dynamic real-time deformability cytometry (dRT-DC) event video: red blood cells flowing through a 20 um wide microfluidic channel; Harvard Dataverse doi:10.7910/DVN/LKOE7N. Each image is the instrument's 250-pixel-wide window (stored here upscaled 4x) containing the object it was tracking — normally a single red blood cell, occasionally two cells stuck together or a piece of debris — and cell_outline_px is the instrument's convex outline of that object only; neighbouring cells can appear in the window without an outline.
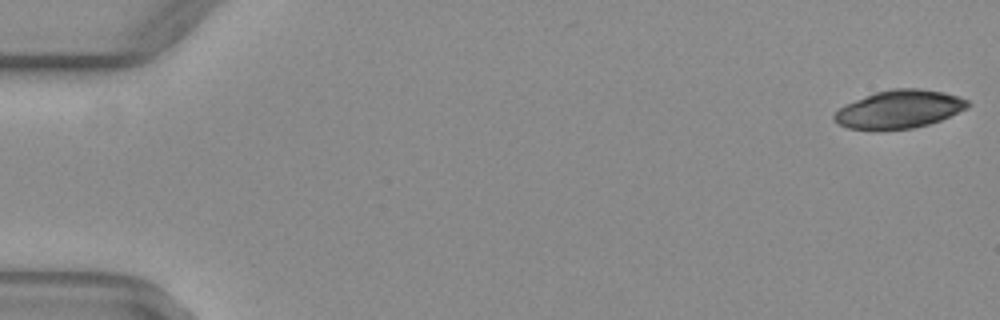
{"species": "common noctule bat (a hibernating species)", "species_latin": "Nyctalus noctula", "temperature_condition": "warm", "stored_images_in_passage": 8, "camera_frame_rate_fps": 3000, "um_per_image_px": 0.085, "animal": {"sex": "female", "body_mass_g": 29.2, "forearm_length_mm": 56.3}, "frame": {"image": 1, "passage_image": 1, "time_ms": 0.0, "image_size_px": [1000, 320], "cell_outline_px": [[972, 104], [968, 108], [940, 120], [928, 124], [912, 128], [848, 128], [840, 124], [832, 116], [840, 108], [856, 100], [876, 92], [892, 88], [920, 88], [944, 92], [968, 100]], "centroid_in_image_um": [76.51, 9.25], "position_along_channel_um": 8.5, "area_um2": 28.9}}